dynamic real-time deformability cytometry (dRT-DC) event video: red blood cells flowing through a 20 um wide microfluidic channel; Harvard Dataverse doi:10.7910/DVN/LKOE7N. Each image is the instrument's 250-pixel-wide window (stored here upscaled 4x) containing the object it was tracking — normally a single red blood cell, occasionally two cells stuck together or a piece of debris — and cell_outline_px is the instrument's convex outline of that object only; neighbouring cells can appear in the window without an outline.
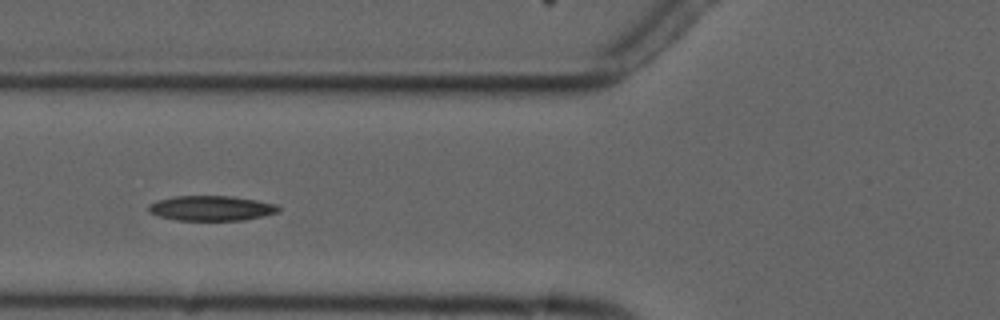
{"species": "common noctule bat (a hibernating species)", "species_latin": "Nyctalus noctula", "temperature_condition": "cold", "stored_images_in_passage": 5, "camera_frame_rate_fps": 3000, "um_per_image_px": 0.085, "animal": {"sex": "male", "forearm_length_mm": 52.5}, "frame": {"image": 1, "passage_image": 4, "time_ms": 3.667, "image_size_px": [1000, 320], "cell_outline_px": [[280, 212], [264, 216], [244, 220], [176, 220], [160, 216], [148, 212], [148, 204], [156, 200], [176, 196], [232, 196], [256, 200], [276, 204], [280, 208]], "centroid_in_image_um": [17.96, 17.69], "position_along_channel_um": 107.8, "area_um2": 19.02}}
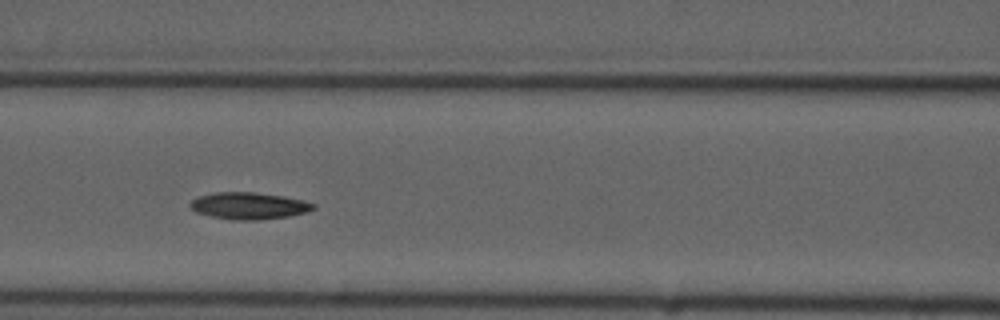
{"frame": {"image": 2, "passage_image": 5, "time_ms": 4.667, "image_size_px": [1000, 320], "cell_outline_px": [[316, 208], [308, 212], [288, 216], [260, 220], [232, 220], [212, 216], [196, 212], [188, 204], [192, 200], [200, 196], [216, 192], [256, 192], [284, 196], [304, 200], [316, 204]], "centroid_in_image_um": [21.2, 17.49], "position_along_channel_um": 145.4, "area_um2": 19.36}}